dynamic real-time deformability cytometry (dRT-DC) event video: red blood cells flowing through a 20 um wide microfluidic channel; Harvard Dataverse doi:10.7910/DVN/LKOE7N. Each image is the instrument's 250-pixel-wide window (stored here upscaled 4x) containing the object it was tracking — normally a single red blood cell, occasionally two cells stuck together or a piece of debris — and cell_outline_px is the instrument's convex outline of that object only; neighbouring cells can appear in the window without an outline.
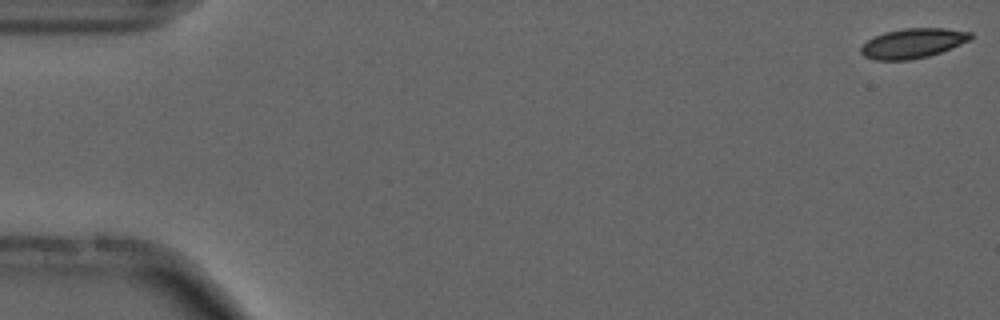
{"species": "common noctule bat (a hibernating species)", "species_latin": "Nyctalus noctula", "temperature_condition": "cold", "stored_images_in_passage": 55, "camera_frame_rate_fps": 3000, "um_per_image_px": 0.085, "animal": {"sex": "male", "forearm_length_mm": 52.5}, "frame": {"image": 1, "passage_image": 1, "time_ms": 0.0, "image_size_px": [1000, 320], "cell_outline_px": [[972, 36], [968, 40], [960, 44], [940, 52], [928, 56], [908, 60], [872, 60], [864, 56], [860, 52], [860, 48], [868, 40], [884, 32], [904, 28], [944, 28], [972, 32]], "centroid_in_image_um": [77.56, 3.68], "position_along_channel_um": 7.4, "area_um2": 18.84}}
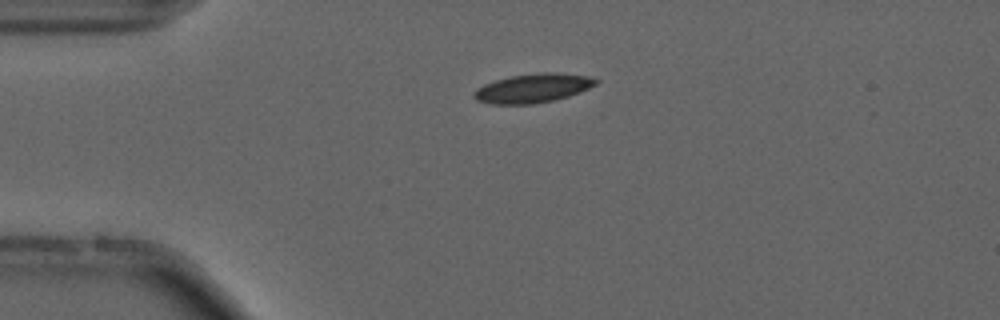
{"frame": {"image": 2, "passage_image": 13, "time_ms": 4.0, "image_size_px": [1000, 320], "cell_outline_px": [[600, 80], [596, 84], [580, 92], [556, 100], [532, 104], [492, 104], [476, 100], [472, 96], [472, 92], [476, 88], [484, 84], [496, 80], [512, 76], [536, 72], [556, 72], [588, 76]], "centroid_in_image_um": [45.28, 7.49], "position_along_channel_um": 39.7, "area_um2": 20.75}, "authors_computed_cell_mechanics": {"area_um2": 19.4208, "velocity_mm_per_s": 3.7044, "shape_relaxation_time_tau1_ms": 7.8959, "shape_relaxation_time_tau2_ms": 3.4519, "deformation_change_tau1": 0.1256, "deformation_change_tau2": 0.0793}}